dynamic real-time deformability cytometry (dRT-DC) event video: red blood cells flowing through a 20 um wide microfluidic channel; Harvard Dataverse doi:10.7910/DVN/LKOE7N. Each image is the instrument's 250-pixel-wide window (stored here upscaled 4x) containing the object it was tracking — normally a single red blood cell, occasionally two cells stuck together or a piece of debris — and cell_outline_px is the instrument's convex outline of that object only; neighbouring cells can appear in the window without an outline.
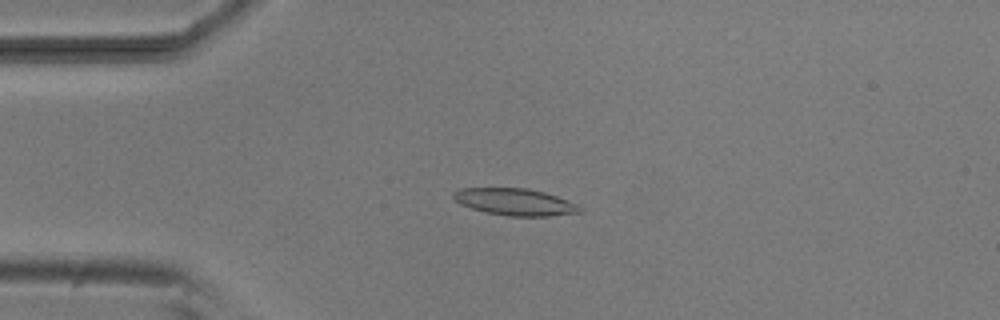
{"species": "common noctule bat (a hibernating species)", "species_latin": "Nyctalus noctula", "temperature_condition": "room temperature", "stored_images_in_passage": 53, "camera_frame_rate_fps": 3000, "um_per_image_px": 0.085, "animal": {"sex": "male", "body_mass_g": 20.5, "forearm_length_mm": 52.5}, "frame": {"image": 1, "passage_image": 13, "time_ms": 4.0, "image_size_px": [1000, 320], "cell_outline_px": [[584, 212], [548, 216], [508, 216], [484, 212], [460, 204], [452, 196], [452, 192], [460, 188], [528, 188], [544, 192], [556, 196], [576, 204], [584, 208]], "centroid_in_image_um": [43.78, 17.17], "position_along_channel_um": 41.2, "area_um2": 19.88}}
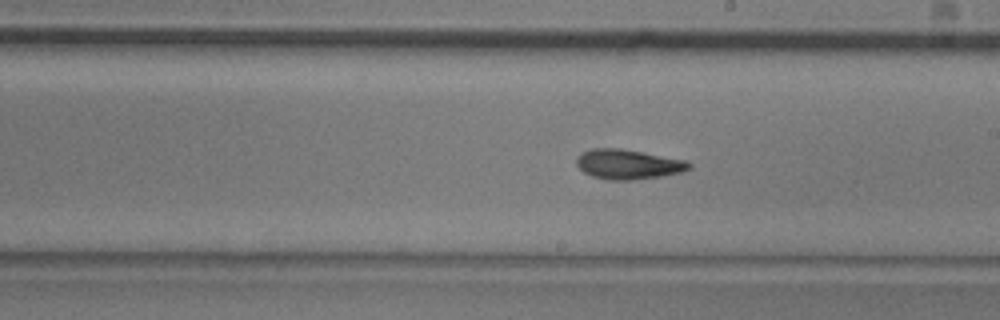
{"frame": {"image": 2, "passage_image": 30, "time_ms": 9.667, "image_size_px": [1000, 320], "cell_outline_px": [[692, 168], [680, 172], [660, 176], [632, 180], [608, 180], [592, 176], [584, 172], [576, 164], [576, 160], [584, 152], [592, 148], [620, 148], [644, 152], [688, 160], [692, 164]], "centroid_in_image_um": [53.43, 13.96], "position_along_channel_um": 235.6, "area_um2": 19.54}}
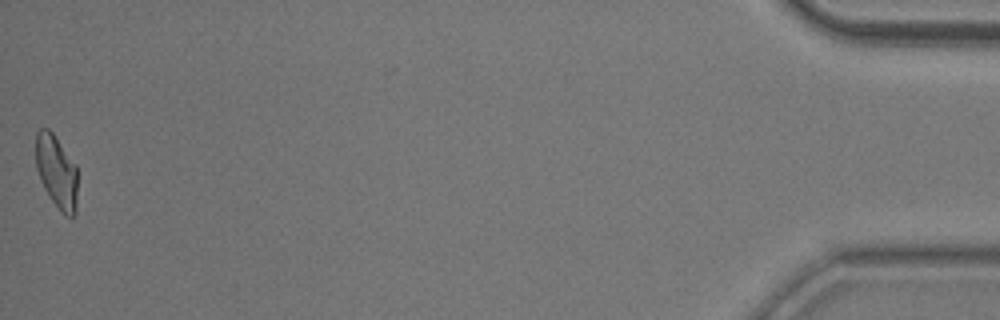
{"frame": {"image": 3, "passage_image": 53, "time_ms": 17.333, "image_size_px": [1000, 320], "cell_outline_px": [[76, 212], [72, 216], [64, 216], [52, 200], [44, 188], [36, 168], [36, 132], [40, 128], [48, 128], [52, 132], [76, 164]], "centroid_in_image_um": [4.8, 14.57], "position_along_channel_um": 430.4, "area_um2": 17.63}, "authors_computed_cell_mechanics": {"area_um2": 18.9584, "velocity_mm_per_s": 3.8185, "shape_relaxation_time_tau1_ms": 5.1391, "shape_relaxation_time_tau2_ms": 2.3681, "deformation_change_tau1": 0.1693, "deformation_change_tau2": 0.0916}}